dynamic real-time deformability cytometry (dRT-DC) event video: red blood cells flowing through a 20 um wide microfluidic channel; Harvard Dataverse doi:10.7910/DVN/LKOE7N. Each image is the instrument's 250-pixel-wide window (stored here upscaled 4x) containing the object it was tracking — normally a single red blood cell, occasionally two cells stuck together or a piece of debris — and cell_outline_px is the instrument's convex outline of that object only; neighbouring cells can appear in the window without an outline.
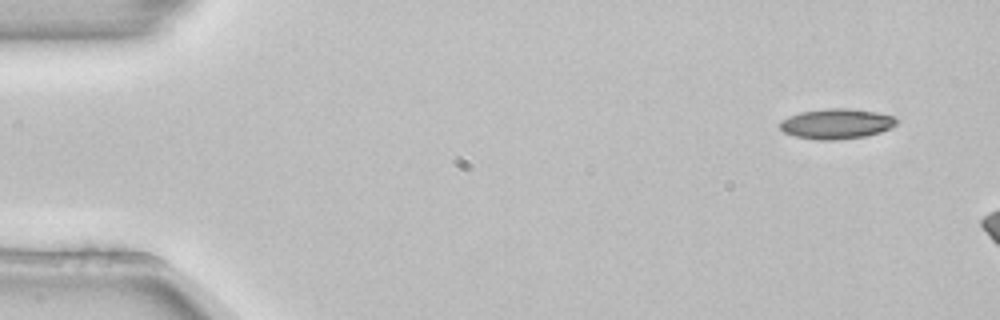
{"species": "common noctule bat (a hibernating species)", "species_latin": "Nyctalus noctula", "temperature_condition": "room temperature", "stored_images_in_passage": 3, "camera_frame_rate_fps": 3000, "um_per_image_px": 0.085, "animal": {"sex": "female", "body_mass_g": 22.7, "forearm_length_mm": 54.2}, "frame": {"image": 1, "passage_image": 1, "time_ms": 0.0, "image_size_px": [1000, 320], "cell_outline_px": [[900, 120], [892, 128], [880, 132], [864, 136], [836, 140], [820, 140], [796, 136], [784, 132], [780, 128], [780, 120], [788, 116], [800, 112], [828, 108], [848, 108], [876, 112], [896, 116]], "centroid_in_image_um": [71.13, 10.51], "position_along_channel_um": 13.9, "area_um2": 20.63}}